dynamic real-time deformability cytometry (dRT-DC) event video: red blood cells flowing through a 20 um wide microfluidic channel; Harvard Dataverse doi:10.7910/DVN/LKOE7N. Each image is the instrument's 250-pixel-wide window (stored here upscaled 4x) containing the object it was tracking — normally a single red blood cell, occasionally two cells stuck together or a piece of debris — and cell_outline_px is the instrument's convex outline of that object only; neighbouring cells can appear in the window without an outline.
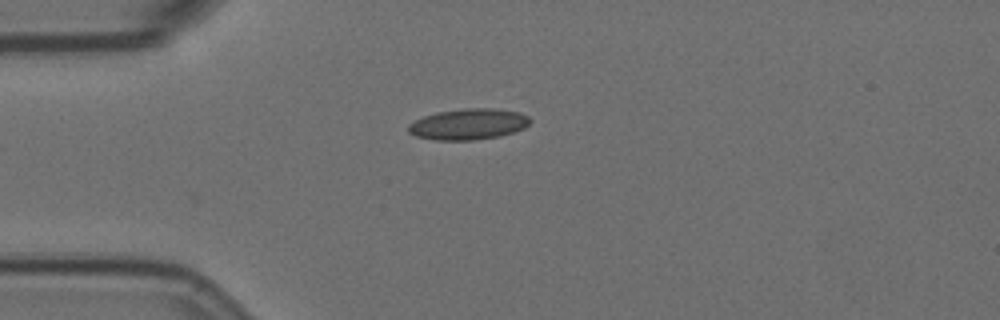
{"species": "Egyptian fruit bat (a non-hibernating species)", "species_latin": "Rousettus aegyptiacus", "temperature_condition": "room temperature", "stored_images_in_passage": 43, "camera_frame_rate_fps": 3000, "um_per_image_px": 0.085, "animal": {"sex": "female"}, "frame": {"image": 1, "passage_image": 1, "time_ms": 0.0, "image_size_px": [1000, 320], "cell_outline_px": [[532, 120], [524, 128], [500, 136], [472, 140], [436, 140], [416, 136], [408, 132], [408, 124], [424, 116], [436, 112], [464, 108], [492, 108], [520, 112], [528, 116]], "centroid_in_image_um": [39.82, 10.55], "position_along_channel_um": 45.2, "area_um2": 21.96}}
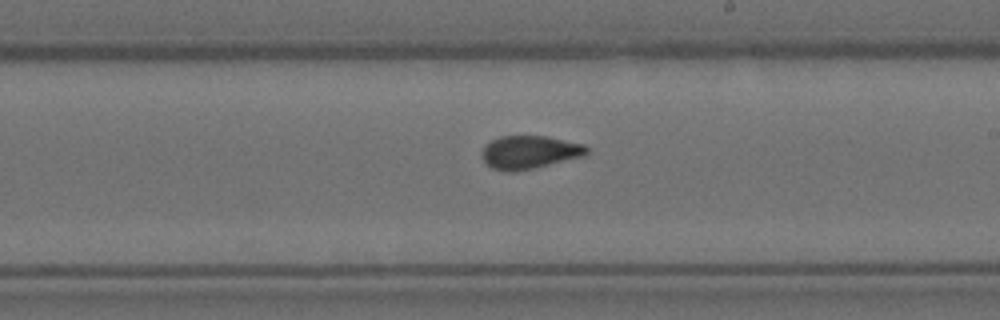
{"frame": {"image": 2, "passage_image": 19, "time_ms": 6.0, "image_size_px": [1000, 320], "cell_outline_px": [[588, 152], [584, 156], [516, 172], [504, 172], [492, 168], [480, 156], [480, 152], [484, 144], [500, 136], [548, 136], [584, 144], [588, 148]], "centroid_in_image_um": [44.97, 12.94], "position_along_channel_um": 244.0, "area_um2": 20.46}}
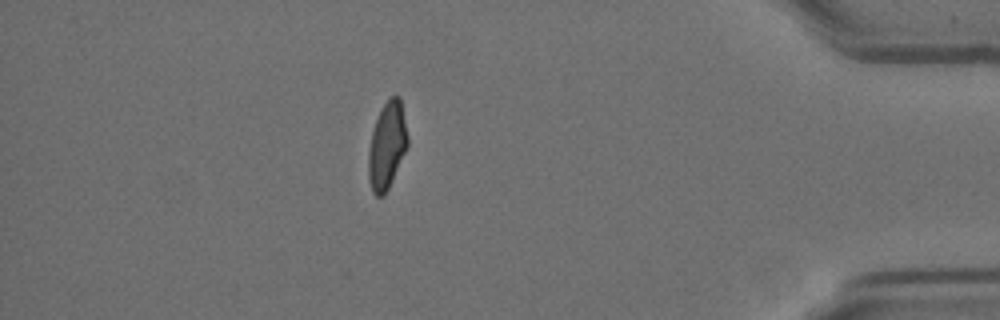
{"frame": {"image": 3, "passage_image": 36, "time_ms": 11.667, "image_size_px": [1000, 320], "cell_outline_px": [[408, 144], [392, 180], [384, 196], [376, 196], [372, 192], [368, 180], [368, 152], [372, 132], [376, 120], [384, 104], [392, 96], [400, 96], [408, 136]], "centroid_in_image_um": [32.88, 12.4], "position_along_channel_um": 402.3, "area_um2": 19.65}, "authors_computed_cell_mechanics": {"area_um2": 20.2878, "velocity_mm_per_s": 3.5815, "shape_relaxation_time_tau1_ms": 6.4633, "shape_relaxation_time_tau2_ms": 1.5228, "deformation_change_tau1": 0.1623, "deformation_change_tau2": 0.0478}}